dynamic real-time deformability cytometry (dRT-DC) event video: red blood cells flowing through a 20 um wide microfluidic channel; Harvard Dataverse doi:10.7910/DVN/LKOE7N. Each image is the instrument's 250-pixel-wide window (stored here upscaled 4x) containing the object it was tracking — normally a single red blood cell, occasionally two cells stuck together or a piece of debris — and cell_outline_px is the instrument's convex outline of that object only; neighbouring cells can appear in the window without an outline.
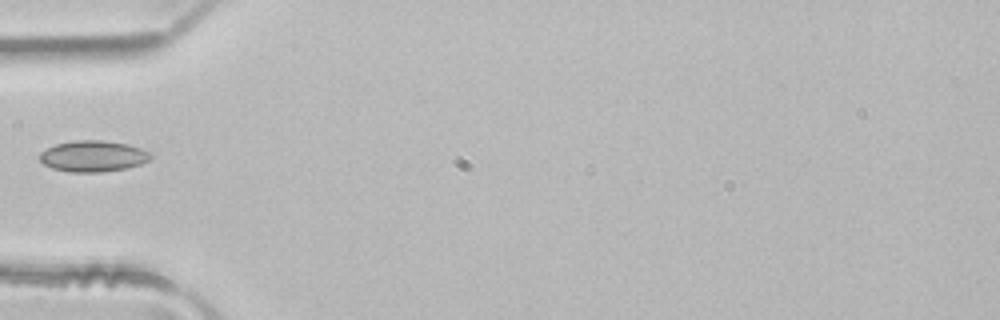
{"species": "common noctule bat (a hibernating species)", "species_latin": "Nyctalus noctula", "temperature_condition": "room temperature", "stored_images_in_passage": 2, "camera_frame_rate_fps": 3000, "um_per_image_px": 0.085, "animal": {"sex": "male", "body_mass_g": 21.5, "forearm_length_mm": 52.0}, "frame": {"image": 1, "passage_image": 2, "time_ms": 0.333, "image_size_px": [1000, 320], "cell_outline_px": [[152, 156], [148, 160], [140, 164], [128, 168], [100, 172], [68, 172], [52, 168], [44, 164], [40, 160], [40, 152], [56, 144], [76, 140], [104, 140], [124, 144], [140, 148], [148, 152]], "centroid_in_image_um": [7.89, 13.28], "position_along_channel_um": 77.1, "area_um2": 19.94}}